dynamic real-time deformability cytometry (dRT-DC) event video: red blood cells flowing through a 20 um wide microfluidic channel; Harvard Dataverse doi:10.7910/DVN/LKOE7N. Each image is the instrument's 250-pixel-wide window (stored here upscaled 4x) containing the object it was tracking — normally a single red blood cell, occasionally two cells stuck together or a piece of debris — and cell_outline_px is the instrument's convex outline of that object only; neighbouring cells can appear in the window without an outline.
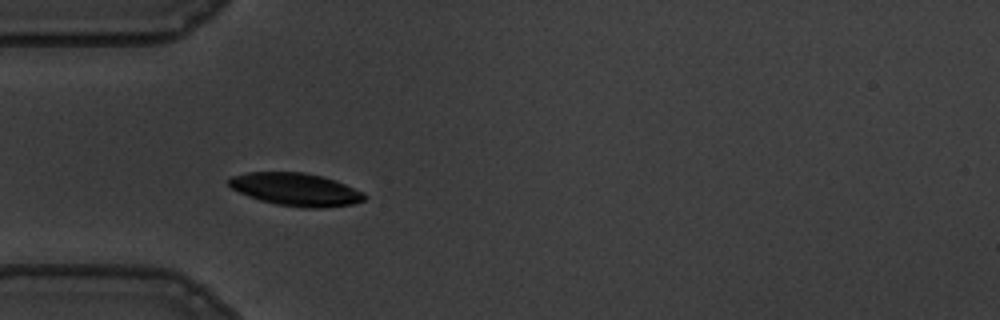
{"species": "common noctule bat (a hibernating species)", "species_latin": "Nyctalus noctula", "temperature_condition": "warm", "stored_images_in_passage": 14, "camera_frame_rate_fps": 3000, "um_per_image_px": 0.085, "animal": {"sex": "male", "body_mass_g": 19.5, "forearm_length_mm": 54.6}, "frame": {"image": 1, "passage_image": 7, "time_ms": 2.0, "image_size_px": [1000, 320], "cell_outline_px": [[368, 196], [364, 200], [352, 204], [320, 208], [300, 208], [276, 204], [260, 200], [248, 196], [232, 188], [228, 184], [228, 180], [232, 176], [248, 172], [304, 172], [324, 176], [336, 180]], "centroid_in_image_um": [25.13, 16.1], "position_along_channel_um": 59.9, "area_um2": 25.84}}